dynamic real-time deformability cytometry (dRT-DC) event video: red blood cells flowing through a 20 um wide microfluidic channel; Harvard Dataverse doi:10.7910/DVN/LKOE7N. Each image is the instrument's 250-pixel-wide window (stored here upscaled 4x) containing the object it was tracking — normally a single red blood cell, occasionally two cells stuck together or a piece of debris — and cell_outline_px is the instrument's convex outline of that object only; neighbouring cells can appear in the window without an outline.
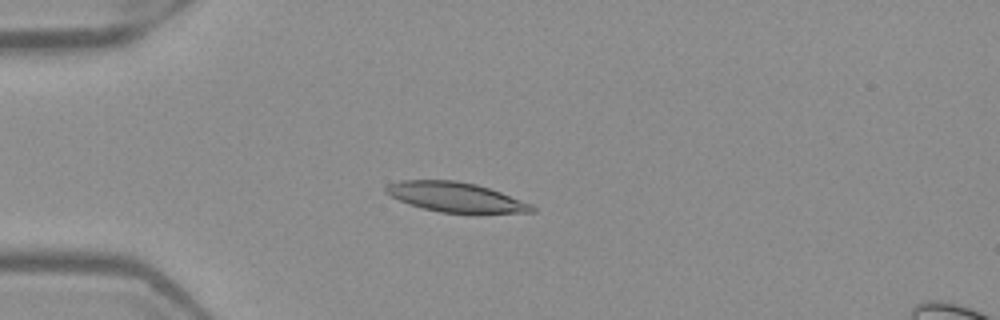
{"species": "Egyptian fruit bat (a non-hibernating species)", "species_latin": "Rousettus aegyptiacus", "temperature_condition": "warm", "stored_images_in_passage": 35, "camera_frame_rate_fps": 3000, "um_per_image_px": 0.085, "frame": {"image": 1, "passage_image": 3, "time_ms": 0.667, "image_size_px": [1000, 320], "cell_outline_px": [[536, 212], [440, 212], [408, 204], [384, 192], [384, 188], [388, 184], [400, 180], [456, 180], [476, 184], [500, 192], [532, 204], [536, 208]], "centroid_in_image_um": [38.7, 16.74], "position_along_channel_um": 46.3, "area_um2": 24.85}}
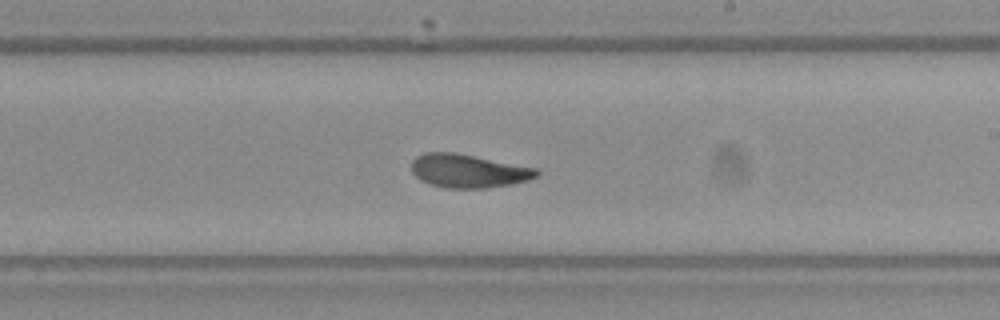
{"frame": {"image": 2, "passage_image": 20, "time_ms": 6.333, "image_size_px": [1000, 320], "cell_outline_px": [[540, 172], [536, 176], [528, 180], [512, 184], [488, 188], [444, 188], [428, 184], [420, 180], [412, 172], [412, 160], [416, 156], [424, 152], [456, 152], [536, 168]], "centroid_in_image_um": [39.78, 14.53], "position_along_channel_um": 249.2, "area_um2": 24.57}}
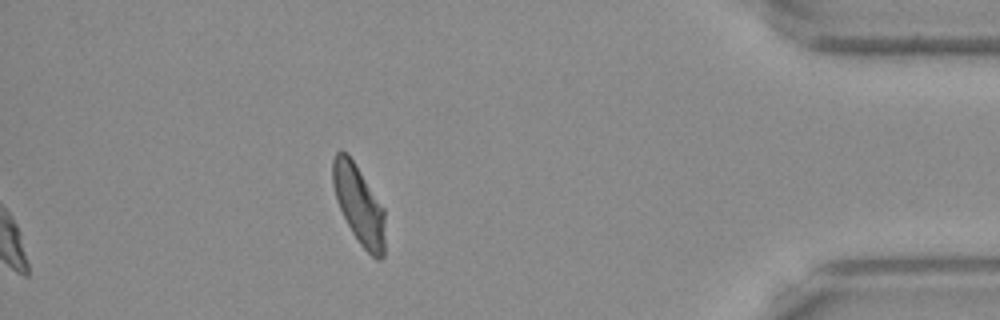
{"frame": {"image": 3, "passage_image": 35, "time_ms": 11.333, "image_size_px": [1000, 320], "cell_outline_px": [[384, 256], [380, 260], [376, 260], [360, 244], [352, 232], [336, 200], [332, 184], [332, 160], [336, 152], [340, 148], [356, 164], [384, 208]], "centroid_in_image_um": [30.5, 17.38], "position_along_channel_um": 404.7, "area_um2": 23.87}, "authors_computed_cell_mechanics": {"area_um2": 24.7962, "velocity_mm_per_s": 3.9658, "shape_relaxation_time_tau1_ms": 3.9698, "shape_relaxation_time_tau2_ms": 1.7361, "deformation_change_tau1": 0.1464, "deformation_change_tau2": 0.0875}}